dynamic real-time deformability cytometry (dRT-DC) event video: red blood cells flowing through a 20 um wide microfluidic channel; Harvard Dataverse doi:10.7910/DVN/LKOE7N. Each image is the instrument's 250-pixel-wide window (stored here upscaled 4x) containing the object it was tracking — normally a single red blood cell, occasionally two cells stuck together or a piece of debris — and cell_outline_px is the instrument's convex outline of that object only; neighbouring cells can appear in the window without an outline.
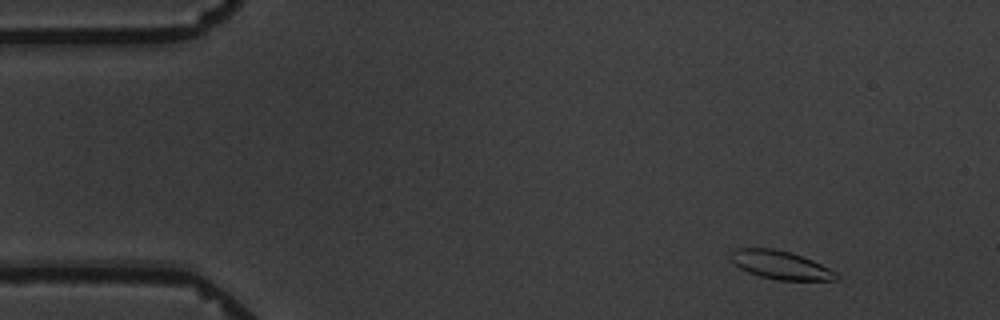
{"species": "common noctule bat (a hibernating species)", "species_latin": "Nyctalus noctula", "temperature_condition": "warm", "stored_images_in_passage": 5, "camera_frame_rate_fps": 3000, "um_per_image_px": 0.085, "animal": {"sex": "male", "body_mass_g": 19.5, "forearm_length_mm": 54.6}, "frame": {"image": 1, "passage_image": 2, "time_ms": 1.0, "image_size_px": [1000, 320], "cell_outline_px": [[840, 280], [776, 280], [760, 276], [748, 272], [740, 268], [732, 260], [732, 252], [736, 248], [772, 248], [788, 252], [812, 260], [836, 272], [840, 276]], "centroid_in_image_um": [66.38, 22.54], "position_along_channel_um": 18.6, "area_um2": 17.17}}